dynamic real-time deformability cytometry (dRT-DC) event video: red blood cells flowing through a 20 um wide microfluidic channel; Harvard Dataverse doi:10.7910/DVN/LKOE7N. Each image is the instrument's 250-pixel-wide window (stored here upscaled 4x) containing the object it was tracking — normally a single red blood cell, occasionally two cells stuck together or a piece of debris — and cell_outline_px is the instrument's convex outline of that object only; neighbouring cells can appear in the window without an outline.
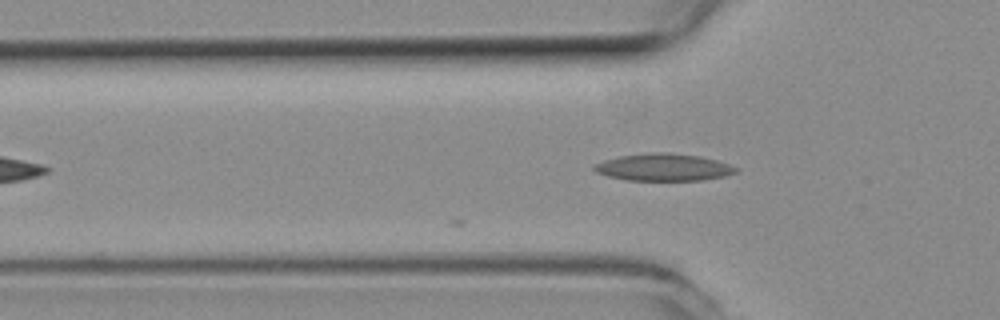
{"species": "common noctule bat (a hibernating species)", "species_latin": "Nyctalus noctula", "temperature_condition": "room temperature", "stored_images_in_passage": 5, "camera_frame_rate_fps": 3000, "um_per_image_px": 0.085, "animal": {"sex": "female", "body_mass_g": 19.3, "forearm_length_mm": 54.1}, "frame": {"image": 1, "passage_image": 5, "time_ms": 1.333, "image_size_px": [1000, 320], "cell_outline_px": [[740, 168], [736, 172], [724, 176], [704, 180], [628, 180], [608, 176], [596, 172], [592, 168], [592, 164], [604, 160], [620, 156], [652, 152], [668, 152], [700, 156], [716, 160]], "centroid_in_image_um": [56.39, 14.21], "position_along_channel_um": 69.4, "area_um2": 22.48}}